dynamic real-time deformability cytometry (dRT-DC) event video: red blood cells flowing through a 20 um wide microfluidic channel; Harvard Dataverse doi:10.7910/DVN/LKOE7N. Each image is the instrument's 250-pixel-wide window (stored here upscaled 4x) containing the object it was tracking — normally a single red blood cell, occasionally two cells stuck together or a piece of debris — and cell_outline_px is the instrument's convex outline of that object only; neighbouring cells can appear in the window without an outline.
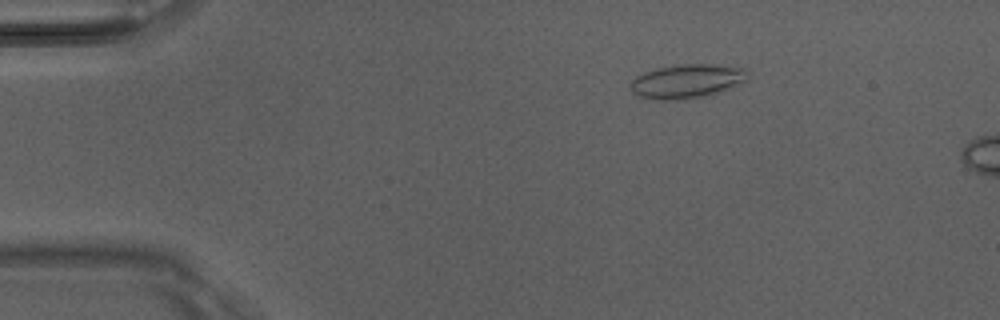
{"species": "Egyptian fruit bat (a non-hibernating species)", "species_latin": "Rousettus aegyptiacus", "temperature_condition": "room temperature", "stored_images_in_passage": 4, "camera_frame_rate_fps": 3000, "um_per_image_px": 0.085, "animal": {"sex": "male"}, "frame": {"image": 1, "passage_image": 2, "time_ms": 0.333, "image_size_px": [1000, 320], "cell_outline_px": [[748, 72], [744, 80], [712, 96], [672, 100], [660, 100], [640, 96], [632, 92], [628, 84], [636, 76], [644, 72], [656, 68], [684, 64], [712, 64], [744, 68]], "centroid_in_image_um": [58.34, 6.91], "position_along_channel_um": 26.7, "area_um2": 23.12}}